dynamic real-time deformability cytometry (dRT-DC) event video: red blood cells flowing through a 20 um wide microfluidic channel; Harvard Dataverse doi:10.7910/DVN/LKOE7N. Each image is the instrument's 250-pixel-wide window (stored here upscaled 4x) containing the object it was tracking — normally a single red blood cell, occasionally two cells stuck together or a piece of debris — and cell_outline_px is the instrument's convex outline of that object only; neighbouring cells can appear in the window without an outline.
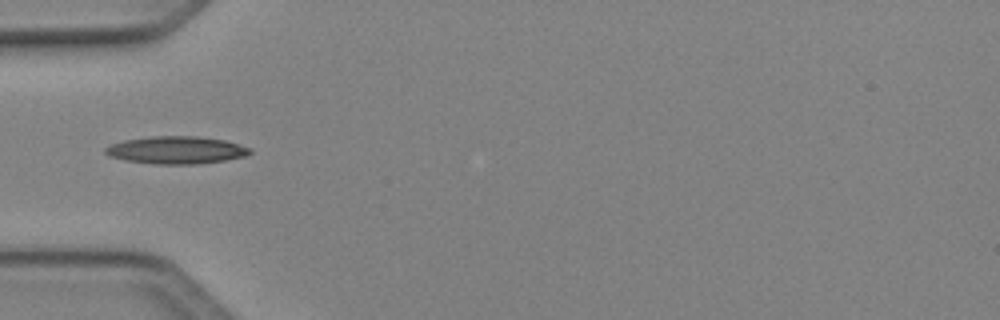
{"species": "Egyptian fruit bat (a non-hibernating species)", "species_latin": "Rousettus aegyptiacus", "temperature_condition": "cold", "stored_images_in_passage": 34, "camera_frame_rate_fps": 3000, "um_per_image_px": 0.085, "animal": {"sex": "female"}, "frame": {"image": 1, "passage_image": 1, "time_ms": 0.0, "image_size_px": [1000, 320], "cell_outline_px": [[252, 152], [244, 156], [224, 160], [196, 164], [156, 164], [124, 160], [108, 156], [104, 152], [104, 148], [108, 144], [124, 140], [152, 136], [196, 136], [224, 140], [252, 148]], "centroid_in_image_um": [14.93, 12.75], "position_along_channel_um": 70.1, "area_um2": 23.24}}
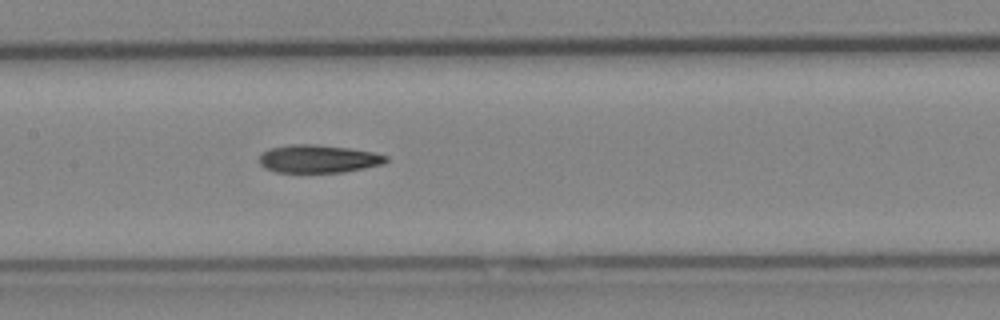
{"frame": {"image": 2, "passage_image": 9, "time_ms": 2.667, "image_size_px": [1000, 320], "cell_outline_px": [[388, 160], [384, 164], [344, 172], [276, 172], [264, 168], [260, 164], [260, 156], [268, 148], [292, 144], [316, 144], [348, 148], [372, 152], [388, 156]], "centroid_in_image_um": [27.06, 13.5], "position_along_channel_um": 180.3, "area_um2": 20.63}}
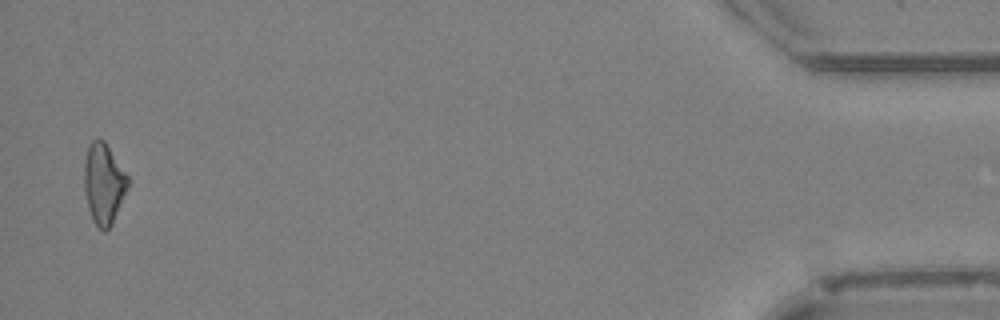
{"frame": {"image": 3, "passage_image": 33, "time_ms": 10.667, "image_size_px": [1000, 320], "cell_outline_px": [[128, 188], [112, 224], [104, 232], [92, 220], [88, 208], [84, 188], [84, 160], [88, 144], [92, 140], [104, 140], [128, 176]], "centroid_in_image_um": [8.8, 15.6], "position_along_channel_um": 426.4, "area_um2": 20.46}, "authors_computed_cell_mechanics": {"area_um2": 20.6057, "velocity_mm_per_s": 4.1641, "shape_relaxation_time_tau1_ms": 10.8916, "shape_relaxation_time_tau2_ms": 6.6015, "deformation_change_tau1": 0.235, "deformation_change_tau2": 0.1988}}